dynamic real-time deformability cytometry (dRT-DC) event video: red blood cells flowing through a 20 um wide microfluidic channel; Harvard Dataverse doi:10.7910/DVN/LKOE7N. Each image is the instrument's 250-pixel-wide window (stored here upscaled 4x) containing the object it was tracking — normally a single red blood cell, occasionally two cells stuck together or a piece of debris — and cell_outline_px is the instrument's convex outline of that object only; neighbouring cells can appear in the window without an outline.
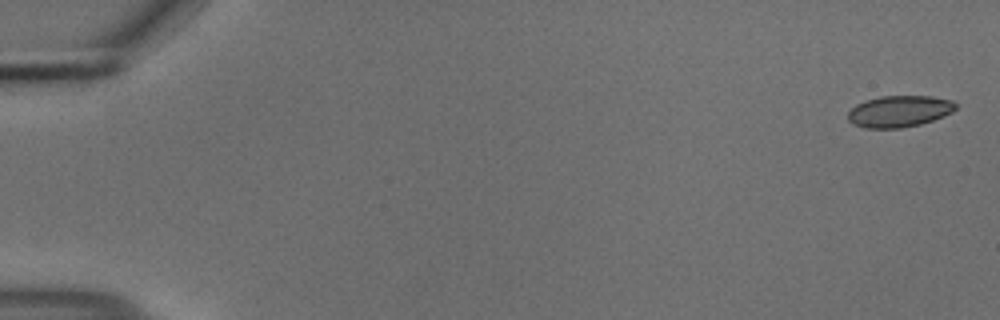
{"species": "common noctule bat (a hibernating species)", "species_latin": "Nyctalus noctula", "temperature_condition": "cold", "stored_images_in_passage": 15, "camera_frame_rate_fps": 3000, "um_per_image_px": 0.085, "animal": {"sex": "male", "body_mass_g": 18.8}, "frame": {"image": 1, "passage_image": 1, "time_ms": 0.0, "image_size_px": [1000, 320], "cell_outline_px": [[956, 108], [952, 112], [944, 116], [920, 124], [900, 128], [864, 128], [852, 124], [848, 120], [848, 112], [856, 104], [864, 100], [880, 96], [932, 96], [952, 100], [956, 104]], "centroid_in_image_um": [76.42, 9.46], "position_along_channel_um": 8.6, "area_um2": 19.88}}